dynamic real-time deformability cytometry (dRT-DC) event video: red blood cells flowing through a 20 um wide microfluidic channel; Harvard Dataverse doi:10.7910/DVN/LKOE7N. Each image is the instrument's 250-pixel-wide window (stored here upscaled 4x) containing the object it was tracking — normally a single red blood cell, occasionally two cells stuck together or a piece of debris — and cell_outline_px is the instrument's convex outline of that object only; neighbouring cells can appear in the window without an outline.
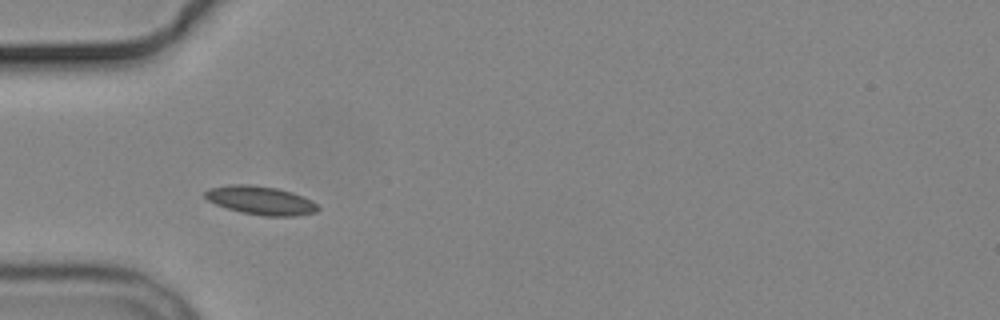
{"species": "common noctule bat (a hibernating species)", "species_latin": "Nyctalus noctula", "temperature_condition": "cold", "stored_images_in_passage": 5, "camera_frame_rate_fps": 3000, "um_per_image_px": 0.085, "animal": {"sex": "male", "body_mass_g": 19.2, "forearm_length_mm": 51.8}, "frame": {"image": 1, "passage_image": 4, "time_ms": 3.667, "image_size_px": [1000, 320], "cell_outline_px": [[320, 208], [316, 212], [296, 216], [264, 216], [240, 212], [216, 204], [208, 200], [204, 196], [204, 192], [212, 188], [232, 184], [248, 184], [276, 188], [292, 192], [312, 200]], "centroid_in_image_um": [22.18, 17.04], "position_along_channel_um": 62.8, "area_um2": 18.67}}
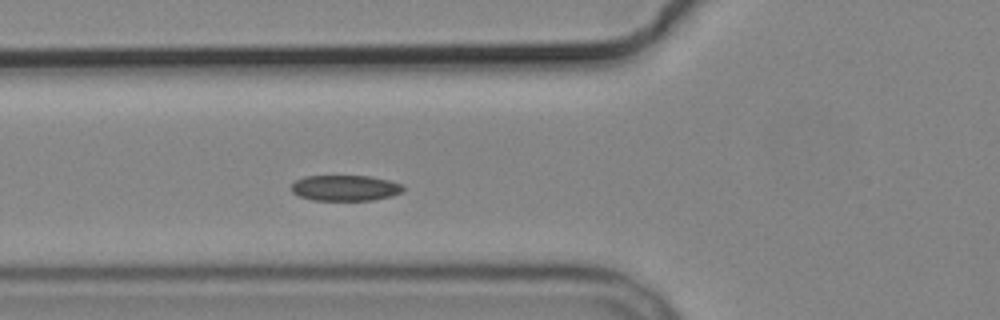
{"frame": {"image": 2, "passage_image": 5, "time_ms": 4.667, "image_size_px": [1000, 320], "cell_outline_px": [[404, 192], [392, 196], [372, 200], [312, 200], [300, 196], [292, 192], [292, 184], [296, 180], [304, 176], [368, 176], [388, 180], [404, 184]], "centroid_in_image_um": [29.38, 15.98], "position_along_channel_um": 96.4, "area_um2": 16.82}}